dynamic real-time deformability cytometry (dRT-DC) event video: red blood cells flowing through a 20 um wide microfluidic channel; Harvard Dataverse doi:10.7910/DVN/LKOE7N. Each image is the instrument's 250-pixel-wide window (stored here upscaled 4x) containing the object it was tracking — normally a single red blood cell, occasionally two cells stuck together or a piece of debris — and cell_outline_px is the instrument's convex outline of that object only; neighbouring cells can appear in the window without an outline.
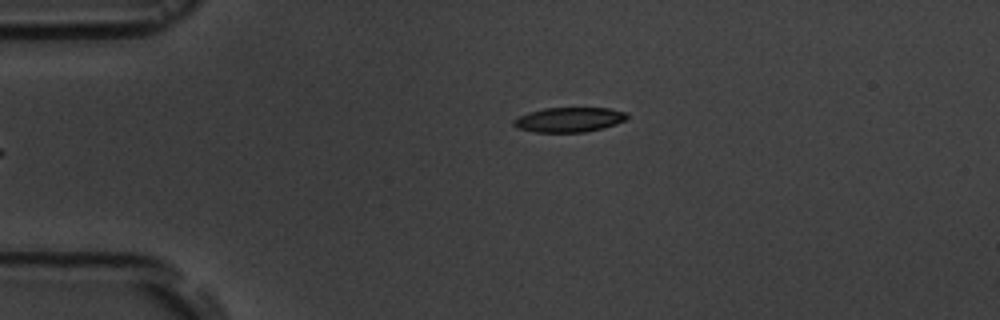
{"species": "common noctule bat (a hibernating species)", "species_latin": "Nyctalus noctula", "temperature_condition": "room temperature", "stored_images_in_passage": 5, "camera_frame_rate_fps": 3000, "um_per_image_px": 0.085, "animal": {"sex": "male", "body_mass_g": 19.5, "forearm_length_mm": 54.6}, "frame": {"image": 1, "passage_image": 5, "time_ms": 4.667, "image_size_px": [1000, 320], "cell_outline_px": [[628, 116], [624, 120], [616, 124], [604, 128], [584, 132], [536, 132], [516, 128], [512, 124], [512, 120], [528, 112], [544, 108], [608, 108], [628, 112]], "centroid_in_image_um": [48.37, 10.17], "position_along_channel_um": 36.6, "area_um2": 16.42}}